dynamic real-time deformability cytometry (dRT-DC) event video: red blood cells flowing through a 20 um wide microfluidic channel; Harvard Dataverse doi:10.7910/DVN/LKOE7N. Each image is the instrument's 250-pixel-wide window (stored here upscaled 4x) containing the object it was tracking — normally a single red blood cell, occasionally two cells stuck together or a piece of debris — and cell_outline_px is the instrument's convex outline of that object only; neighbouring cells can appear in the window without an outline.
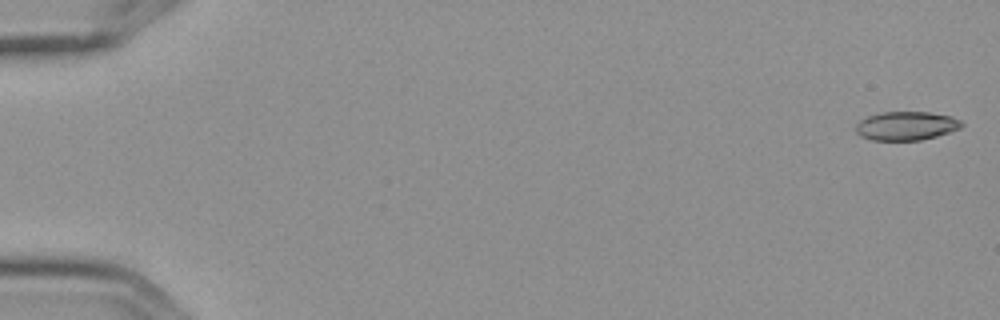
{"species": "Egyptian fruit bat (a non-hibernating species)", "species_latin": "Rousettus aegyptiacus", "temperature_condition": "cold", "stored_images_in_passage": 5, "camera_frame_rate_fps": 3000, "um_per_image_px": 0.085, "frame": {"image": 1, "passage_image": 1, "time_ms": 0.0, "image_size_px": [1000, 320], "cell_outline_px": [[964, 124], [960, 128], [936, 136], [920, 140], [872, 140], [860, 136], [856, 132], [856, 124], [860, 120], [868, 116], [880, 112], [928, 112], [952, 116], [960, 120]], "centroid_in_image_um": [77.02, 10.69], "position_along_channel_um": 8.0, "area_um2": 17.69}}
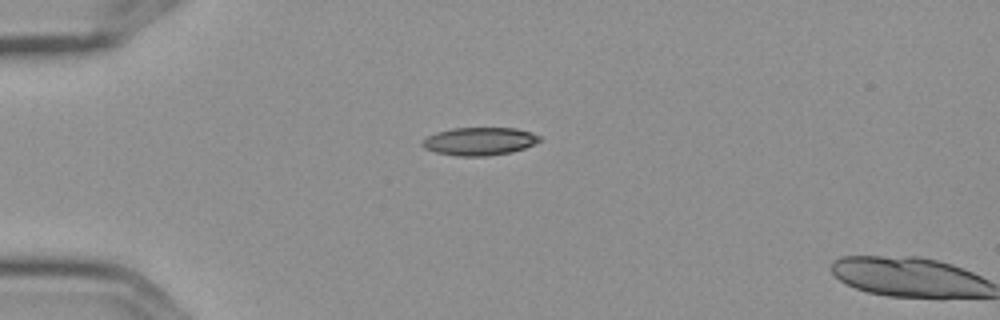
{"frame": {"image": 2, "passage_image": 4, "time_ms": 1.0, "image_size_px": [1000, 320], "cell_outline_px": [[540, 140], [524, 148], [512, 152], [488, 156], [456, 156], [436, 152], [424, 148], [420, 144], [420, 140], [436, 132], [452, 128], [516, 128], [532, 132], [540, 136]], "centroid_in_image_um": [40.71, 12.01], "position_along_channel_um": 44.3, "area_um2": 19.19}}